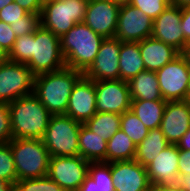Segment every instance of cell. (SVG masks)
Returning a JSON list of instances; mask_svg holds the SVG:
<instances>
[{"instance_id": "33", "label": "cell", "mask_w": 190, "mask_h": 191, "mask_svg": "<svg viewBox=\"0 0 190 191\" xmlns=\"http://www.w3.org/2000/svg\"><path fill=\"white\" fill-rule=\"evenodd\" d=\"M41 25L40 14L27 13L22 21H17L10 24L16 37L24 36L26 34H31L36 31V29Z\"/></svg>"}, {"instance_id": "39", "label": "cell", "mask_w": 190, "mask_h": 191, "mask_svg": "<svg viewBox=\"0 0 190 191\" xmlns=\"http://www.w3.org/2000/svg\"><path fill=\"white\" fill-rule=\"evenodd\" d=\"M181 29L186 42L190 41V6L181 8Z\"/></svg>"}, {"instance_id": "35", "label": "cell", "mask_w": 190, "mask_h": 191, "mask_svg": "<svg viewBox=\"0 0 190 191\" xmlns=\"http://www.w3.org/2000/svg\"><path fill=\"white\" fill-rule=\"evenodd\" d=\"M21 6H19L16 2H12L0 10V20L7 23L12 24L17 21H22V18L27 14Z\"/></svg>"}, {"instance_id": "45", "label": "cell", "mask_w": 190, "mask_h": 191, "mask_svg": "<svg viewBox=\"0 0 190 191\" xmlns=\"http://www.w3.org/2000/svg\"><path fill=\"white\" fill-rule=\"evenodd\" d=\"M8 52L3 49V47L0 45V65L8 61Z\"/></svg>"}, {"instance_id": "14", "label": "cell", "mask_w": 190, "mask_h": 191, "mask_svg": "<svg viewBox=\"0 0 190 191\" xmlns=\"http://www.w3.org/2000/svg\"><path fill=\"white\" fill-rule=\"evenodd\" d=\"M120 7L107 0H88L84 23L103 38L115 37Z\"/></svg>"}, {"instance_id": "7", "label": "cell", "mask_w": 190, "mask_h": 191, "mask_svg": "<svg viewBox=\"0 0 190 191\" xmlns=\"http://www.w3.org/2000/svg\"><path fill=\"white\" fill-rule=\"evenodd\" d=\"M87 5L88 0L45 1L41 25L60 38L75 24L84 22Z\"/></svg>"}, {"instance_id": "11", "label": "cell", "mask_w": 190, "mask_h": 191, "mask_svg": "<svg viewBox=\"0 0 190 191\" xmlns=\"http://www.w3.org/2000/svg\"><path fill=\"white\" fill-rule=\"evenodd\" d=\"M153 20L130 5L121 4L115 37L121 42H140L151 37Z\"/></svg>"}, {"instance_id": "12", "label": "cell", "mask_w": 190, "mask_h": 191, "mask_svg": "<svg viewBox=\"0 0 190 191\" xmlns=\"http://www.w3.org/2000/svg\"><path fill=\"white\" fill-rule=\"evenodd\" d=\"M96 111L123 114L130 110L131 97L127 81H95Z\"/></svg>"}, {"instance_id": "20", "label": "cell", "mask_w": 190, "mask_h": 191, "mask_svg": "<svg viewBox=\"0 0 190 191\" xmlns=\"http://www.w3.org/2000/svg\"><path fill=\"white\" fill-rule=\"evenodd\" d=\"M139 48L145 69L151 72H157L180 54L173 46L153 37L140 41Z\"/></svg>"}, {"instance_id": "3", "label": "cell", "mask_w": 190, "mask_h": 191, "mask_svg": "<svg viewBox=\"0 0 190 191\" xmlns=\"http://www.w3.org/2000/svg\"><path fill=\"white\" fill-rule=\"evenodd\" d=\"M12 137L42 139L52 114L33 94L8 103Z\"/></svg>"}, {"instance_id": "26", "label": "cell", "mask_w": 190, "mask_h": 191, "mask_svg": "<svg viewBox=\"0 0 190 191\" xmlns=\"http://www.w3.org/2000/svg\"><path fill=\"white\" fill-rule=\"evenodd\" d=\"M167 101L165 100H131L130 110L149 128H158L161 125Z\"/></svg>"}, {"instance_id": "40", "label": "cell", "mask_w": 190, "mask_h": 191, "mask_svg": "<svg viewBox=\"0 0 190 191\" xmlns=\"http://www.w3.org/2000/svg\"><path fill=\"white\" fill-rule=\"evenodd\" d=\"M150 191H185L179 183L151 185Z\"/></svg>"}, {"instance_id": "19", "label": "cell", "mask_w": 190, "mask_h": 191, "mask_svg": "<svg viewBox=\"0 0 190 191\" xmlns=\"http://www.w3.org/2000/svg\"><path fill=\"white\" fill-rule=\"evenodd\" d=\"M179 149L169 144L146 167L151 185L179 182Z\"/></svg>"}, {"instance_id": "22", "label": "cell", "mask_w": 190, "mask_h": 191, "mask_svg": "<svg viewBox=\"0 0 190 191\" xmlns=\"http://www.w3.org/2000/svg\"><path fill=\"white\" fill-rule=\"evenodd\" d=\"M79 155L90 162H106L107 141L93 133L85 124L79 131Z\"/></svg>"}, {"instance_id": "25", "label": "cell", "mask_w": 190, "mask_h": 191, "mask_svg": "<svg viewBox=\"0 0 190 191\" xmlns=\"http://www.w3.org/2000/svg\"><path fill=\"white\" fill-rule=\"evenodd\" d=\"M168 145L160 127L149 129L148 135L136 146L135 160L147 167Z\"/></svg>"}, {"instance_id": "16", "label": "cell", "mask_w": 190, "mask_h": 191, "mask_svg": "<svg viewBox=\"0 0 190 191\" xmlns=\"http://www.w3.org/2000/svg\"><path fill=\"white\" fill-rule=\"evenodd\" d=\"M96 113L95 81L83 75L71 91L65 115L85 124Z\"/></svg>"}, {"instance_id": "50", "label": "cell", "mask_w": 190, "mask_h": 191, "mask_svg": "<svg viewBox=\"0 0 190 191\" xmlns=\"http://www.w3.org/2000/svg\"><path fill=\"white\" fill-rule=\"evenodd\" d=\"M45 1H66V0H45Z\"/></svg>"}, {"instance_id": "29", "label": "cell", "mask_w": 190, "mask_h": 191, "mask_svg": "<svg viewBox=\"0 0 190 191\" xmlns=\"http://www.w3.org/2000/svg\"><path fill=\"white\" fill-rule=\"evenodd\" d=\"M120 128L136 146L141 143L149 132V128L131 110L121 114Z\"/></svg>"}, {"instance_id": "1", "label": "cell", "mask_w": 190, "mask_h": 191, "mask_svg": "<svg viewBox=\"0 0 190 191\" xmlns=\"http://www.w3.org/2000/svg\"><path fill=\"white\" fill-rule=\"evenodd\" d=\"M8 58L26 64L35 75L66 67L60 38L42 25L34 33L17 37Z\"/></svg>"}, {"instance_id": "43", "label": "cell", "mask_w": 190, "mask_h": 191, "mask_svg": "<svg viewBox=\"0 0 190 191\" xmlns=\"http://www.w3.org/2000/svg\"><path fill=\"white\" fill-rule=\"evenodd\" d=\"M0 191H13V185L6 180L0 179Z\"/></svg>"}, {"instance_id": "9", "label": "cell", "mask_w": 190, "mask_h": 191, "mask_svg": "<svg viewBox=\"0 0 190 191\" xmlns=\"http://www.w3.org/2000/svg\"><path fill=\"white\" fill-rule=\"evenodd\" d=\"M35 74L26 65L11 60L0 65V102L12 101L33 93Z\"/></svg>"}, {"instance_id": "5", "label": "cell", "mask_w": 190, "mask_h": 191, "mask_svg": "<svg viewBox=\"0 0 190 191\" xmlns=\"http://www.w3.org/2000/svg\"><path fill=\"white\" fill-rule=\"evenodd\" d=\"M11 147L17 181L48 175L50 154L42 139L12 138Z\"/></svg>"}, {"instance_id": "24", "label": "cell", "mask_w": 190, "mask_h": 191, "mask_svg": "<svg viewBox=\"0 0 190 191\" xmlns=\"http://www.w3.org/2000/svg\"><path fill=\"white\" fill-rule=\"evenodd\" d=\"M78 191H115L111 177V163L90 162L88 176Z\"/></svg>"}, {"instance_id": "27", "label": "cell", "mask_w": 190, "mask_h": 191, "mask_svg": "<svg viewBox=\"0 0 190 191\" xmlns=\"http://www.w3.org/2000/svg\"><path fill=\"white\" fill-rule=\"evenodd\" d=\"M136 145L121 128L107 141L106 162L134 160Z\"/></svg>"}, {"instance_id": "6", "label": "cell", "mask_w": 190, "mask_h": 191, "mask_svg": "<svg viewBox=\"0 0 190 191\" xmlns=\"http://www.w3.org/2000/svg\"><path fill=\"white\" fill-rule=\"evenodd\" d=\"M81 125L82 123L65 114L50 117L42 140L51 157L79 155L78 137Z\"/></svg>"}, {"instance_id": "38", "label": "cell", "mask_w": 190, "mask_h": 191, "mask_svg": "<svg viewBox=\"0 0 190 191\" xmlns=\"http://www.w3.org/2000/svg\"><path fill=\"white\" fill-rule=\"evenodd\" d=\"M26 12L32 14H40L45 0H14Z\"/></svg>"}, {"instance_id": "10", "label": "cell", "mask_w": 190, "mask_h": 191, "mask_svg": "<svg viewBox=\"0 0 190 191\" xmlns=\"http://www.w3.org/2000/svg\"><path fill=\"white\" fill-rule=\"evenodd\" d=\"M89 164L80 155L50 157L48 176L65 191L79 190L88 176Z\"/></svg>"}, {"instance_id": "47", "label": "cell", "mask_w": 190, "mask_h": 191, "mask_svg": "<svg viewBox=\"0 0 190 191\" xmlns=\"http://www.w3.org/2000/svg\"><path fill=\"white\" fill-rule=\"evenodd\" d=\"M12 2H14V0H0V10Z\"/></svg>"}, {"instance_id": "21", "label": "cell", "mask_w": 190, "mask_h": 191, "mask_svg": "<svg viewBox=\"0 0 190 191\" xmlns=\"http://www.w3.org/2000/svg\"><path fill=\"white\" fill-rule=\"evenodd\" d=\"M131 100H164L156 72L145 70L128 81Z\"/></svg>"}, {"instance_id": "8", "label": "cell", "mask_w": 190, "mask_h": 191, "mask_svg": "<svg viewBox=\"0 0 190 191\" xmlns=\"http://www.w3.org/2000/svg\"><path fill=\"white\" fill-rule=\"evenodd\" d=\"M159 89L167 102L185 101L190 85V64L180 53L157 72Z\"/></svg>"}, {"instance_id": "42", "label": "cell", "mask_w": 190, "mask_h": 191, "mask_svg": "<svg viewBox=\"0 0 190 191\" xmlns=\"http://www.w3.org/2000/svg\"><path fill=\"white\" fill-rule=\"evenodd\" d=\"M178 183L185 191H190V176L181 177Z\"/></svg>"}, {"instance_id": "15", "label": "cell", "mask_w": 190, "mask_h": 191, "mask_svg": "<svg viewBox=\"0 0 190 191\" xmlns=\"http://www.w3.org/2000/svg\"><path fill=\"white\" fill-rule=\"evenodd\" d=\"M115 191H150L147 169L134 160L111 162Z\"/></svg>"}, {"instance_id": "46", "label": "cell", "mask_w": 190, "mask_h": 191, "mask_svg": "<svg viewBox=\"0 0 190 191\" xmlns=\"http://www.w3.org/2000/svg\"><path fill=\"white\" fill-rule=\"evenodd\" d=\"M172 4L180 8H184V7L190 6V0H173Z\"/></svg>"}, {"instance_id": "18", "label": "cell", "mask_w": 190, "mask_h": 191, "mask_svg": "<svg viewBox=\"0 0 190 191\" xmlns=\"http://www.w3.org/2000/svg\"><path fill=\"white\" fill-rule=\"evenodd\" d=\"M190 128V103L167 102L160 129L169 144L176 145Z\"/></svg>"}, {"instance_id": "28", "label": "cell", "mask_w": 190, "mask_h": 191, "mask_svg": "<svg viewBox=\"0 0 190 191\" xmlns=\"http://www.w3.org/2000/svg\"><path fill=\"white\" fill-rule=\"evenodd\" d=\"M121 114L97 112L85 125L108 141L120 129Z\"/></svg>"}, {"instance_id": "31", "label": "cell", "mask_w": 190, "mask_h": 191, "mask_svg": "<svg viewBox=\"0 0 190 191\" xmlns=\"http://www.w3.org/2000/svg\"><path fill=\"white\" fill-rule=\"evenodd\" d=\"M0 179L6 180L13 186L17 181L13 154L8 143L0 144Z\"/></svg>"}, {"instance_id": "4", "label": "cell", "mask_w": 190, "mask_h": 191, "mask_svg": "<svg viewBox=\"0 0 190 191\" xmlns=\"http://www.w3.org/2000/svg\"><path fill=\"white\" fill-rule=\"evenodd\" d=\"M103 39L84 22L75 24L60 37L66 67L84 73L94 62Z\"/></svg>"}, {"instance_id": "30", "label": "cell", "mask_w": 190, "mask_h": 191, "mask_svg": "<svg viewBox=\"0 0 190 191\" xmlns=\"http://www.w3.org/2000/svg\"><path fill=\"white\" fill-rule=\"evenodd\" d=\"M13 191H65L48 175L40 178L16 181Z\"/></svg>"}, {"instance_id": "36", "label": "cell", "mask_w": 190, "mask_h": 191, "mask_svg": "<svg viewBox=\"0 0 190 191\" xmlns=\"http://www.w3.org/2000/svg\"><path fill=\"white\" fill-rule=\"evenodd\" d=\"M16 38L17 37L11 29L10 24L0 20V45L5 51L9 53Z\"/></svg>"}, {"instance_id": "41", "label": "cell", "mask_w": 190, "mask_h": 191, "mask_svg": "<svg viewBox=\"0 0 190 191\" xmlns=\"http://www.w3.org/2000/svg\"><path fill=\"white\" fill-rule=\"evenodd\" d=\"M178 149L190 150V128L187 132L181 137L179 142L176 144Z\"/></svg>"}, {"instance_id": "48", "label": "cell", "mask_w": 190, "mask_h": 191, "mask_svg": "<svg viewBox=\"0 0 190 191\" xmlns=\"http://www.w3.org/2000/svg\"><path fill=\"white\" fill-rule=\"evenodd\" d=\"M107 1L114 2L121 5L124 3H128L129 0H107Z\"/></svg>"}, {"instance_id": "37", "label": "cell", "mask_w": 190, "mask_h": 191, "mask_svg": "<svg viewBox=\"0 0 190 191\" xmlns=\"http://www.w3.org/2000/svg\"><path fill=\"white\" fill-rule=\"evenodd\" d=\"M178 170L179 179L190 176V150L179 149Z\"/></svg>"}, {"instance_id": "34", "label": "cell", "mask_w": 190, "mask_h": 191, "mask_svg": "<svg viewBox=\"0 0 190 191\" xmlns=\"http://www.w3.org/2000/svg\"><path fill=\"white\" fill-rule=\"evenodd\" d=\"M12 138L9 106L0 102V144L8 143Z\"/></svg>"}, {"instance_id": "49", "label": "cell", "mask_w": 190, "mask_h": 191, "mask_svg": "<svg viewBox=\"0 0 190 191\" xmlns=\"http://www.w3.org/2000/svg\"><path fill=\"white\" fill-rule=\"evenodd\" d=\"M186 101L190 103V85H189V91L186 97Z\"/></svg>"}, {"instance_id": "44", "label": "cell", "mask_w": 190, "mask_h": 191, "mask_svg": "<svg viewBox=\"0 0 190 191\" xmlns=\"http://www.w3.org/2000/svg\"><path fill=\"white\" fill-rule=\"evenodd\" d=\"M181 54L185 57L186 61L190 64V41L186 43L184 50Z\"/></svg>"}, {"instance_id": "2", "label": "cell", "mask_w": 190, "mask_h": 191, "mask_svg": "<svg viewBox=\"0 0 190 191\" xmlns=\"http://www.w3.org/2000/svg\"><path fill=\"white\" fill-rule=\"evenodd\" d=\"M82 76L69 67L36 75L33 94L52 115L66 114L71 91Z\"/></svg>"}, {"instance_id": "13", "label": "cell", "mask_w": 190, "mask_h": 191, "mask_svg": "<svg viewBox=\"0 0 190 191\" xmlns=\"http://www.w3.org/2000/svg\"><path fill=\"white\" fill-rule=\"evenodd\" d=\"M120 50L121 41L116 37L104 38L94 62L83 75L93 81L120 79Z\"/></svg>"}, {"instance_id": "17", "label": "cell", "mask_w": 190, "mask_h": 191, "mask_svg": "<svg viewBox=\"0 0 190 191\" xmlns=\"http://www.w3.org/2000/svg\"><path fill=\"white\" fill-rule=\"evenodd\" d=\"M151 37L173 46L181 53L187 43L181 29V8L171 3L154 19Z\"/></svg>"}, {"instance_id": "23", "label": "cell", "mask_w": 190, "mask_h": 191, "mask_svg": "<svg viewBox=\"0 0 190 191\" xmlns=\"http://www.w3.org/2000/svg\"><path fill=\"white\" fill-rule=\"evenodd\" d=\"M120 79L129 81L145 71V64L140 53L139 42H121L119 54Z\"/></svg>"}, {"instance_id": "32", "label": "cell", "mask_w": 190, "mask_h": 191, "mask_svg": "<svg viewBox=\"0 0 190 191\" xmlns=\"http://www.w3.org/2000/svg\"><path fill=\"white\" fill-rule=\"evenodd\" d=\"M128 3L141 10L152 20L156 19L171 4L169 0H129Z\"/></svg>"}]
</instances>
